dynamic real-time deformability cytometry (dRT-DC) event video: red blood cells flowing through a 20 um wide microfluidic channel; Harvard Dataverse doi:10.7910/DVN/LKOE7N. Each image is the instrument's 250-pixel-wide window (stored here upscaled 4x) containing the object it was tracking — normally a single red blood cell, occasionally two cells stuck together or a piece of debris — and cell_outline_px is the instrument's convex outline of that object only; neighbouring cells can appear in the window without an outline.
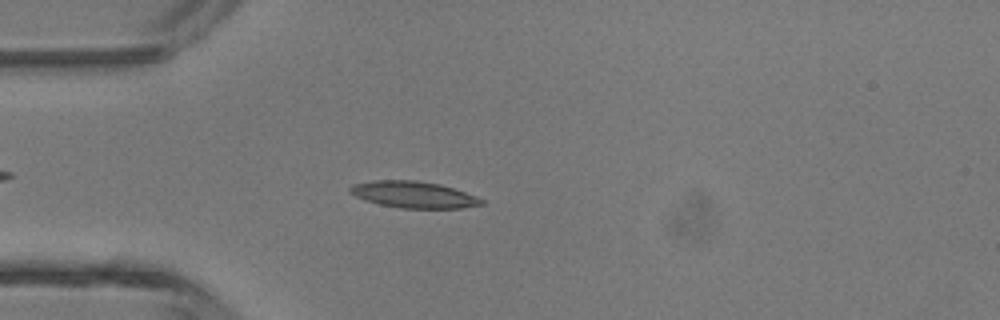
{"species": "common noctule bat (a hibernating species)", "species_latin": "Nyctalus noctula", "temperature_condition": "room temperature", "stored_images_in_passage": 4, "camera_frame_rate_fps": 3000, "um_per_image_px": 0.085, "animal": {"sex": "male", "body_mass_g": 13.3}, "frame": {"image": 1, "passage_image": 4, "time_ms": 3.667, "image_size_px": [1000, 320], "cell_outline_px": [[484, 204], [460, 208], [400, 208], [380, 204], [364, 200], [348, 192], [348, 188], [352, 184], [376, 180], [416, 180], [440, 184], [476, 196], [484, 200]], "centroid_in_image_um": [35.12, 16.54], "position_along_channel_um": 49.9, "area_um2": 20.29}}